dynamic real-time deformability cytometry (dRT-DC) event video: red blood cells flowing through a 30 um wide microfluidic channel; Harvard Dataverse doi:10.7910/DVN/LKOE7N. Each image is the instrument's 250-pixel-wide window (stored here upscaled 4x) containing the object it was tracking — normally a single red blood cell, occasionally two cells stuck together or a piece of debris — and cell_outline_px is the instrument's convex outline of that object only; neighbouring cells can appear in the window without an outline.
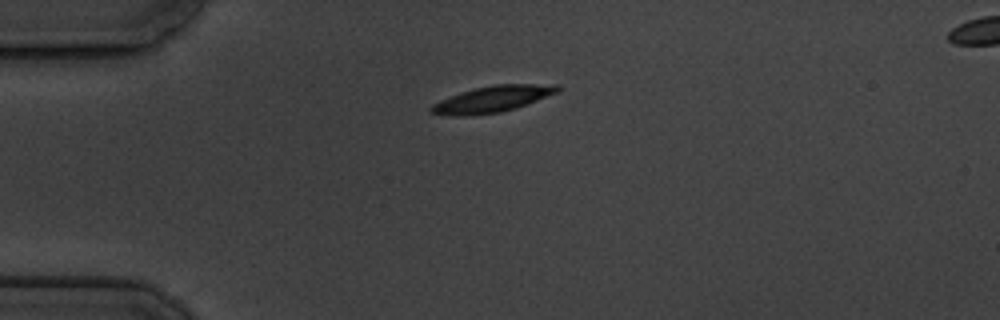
{"species": "common noctule bat (a hibernating species)", "species_latin": "Nyctalus noctula", "temperature_condition": "cold", "stored_images_in_passage": 3, "camera_frame_rate_fps": 3000, "um_per_image_px": 0.085, "animal": {"sex": "male", "body_mass_g": 19.5, "forearm_length_mm": 54.6}, "frame": {"image": 1, "passage_image": 1, "time_ms": 0.0, "image_size_px": [1000, 320], "cell_outline_px": [[560, 92], [516, 108], [500, 112], [464, 116], [456, 116], [428, 112], [428, 108], [432, 104], [440, 100], [460, 92], [492, 84], [560, 84]], "centroid_in_image_um": [41.88, 8.41], "position_along_channel_um": 43.1, "area_um2": 19.48}}